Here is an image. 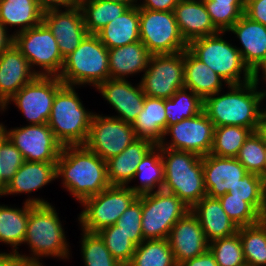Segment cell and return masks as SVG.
Segmentation results:
<instances>
[{
  "label": "cell",
  "mask_w": 266,
  "mask_h": 266,
  "mask_svg": "<svg viewBox=\"0 0 266 266\" xmlns=\"http://www.w3.org/2000/svg\"><path fill=\"white\" fill-rule=\"evenodd\" d=\"M0 130L21 152L25 161L56 163L61 154L63 146L47 123L9 130L0 123Z\"/></svg>",
  "instance_id": "15"
},
{
  "label": "cell",
  "mask_w": 266,
  "mask_h": 266,
  "mask_svg": "<svg viewBox=\"0 0 266 266\" xmlns=\"http://www.w3.org/2000/svg\"><path fill=\"white\" fill-rule=\"evenodd\" d=\"M141 220L142 194L138 195L114 225L120 227V230L128 235L127 237L138 246L144 241Z\"/></svg>",
  "instance_id": "46"
},
{
  "label": "cell",
  "mask_w": 266,
  "mask_h": 266,
  "mask_svg": "<svg viewBox=\"0 0 266 266\" xmlns=\"http://www.w3.org/2000/svg\"><path fill=\"white\" fill-rule=\"evenodd\" d=\"M179 266H218L214 255L208 249L205 253L181 263Z\"/></svg>",
  "instance_id": "50"
},
{
  "label": "cell",
  "mask_w": 266,
  "mask_h": 266,
  "mask_svg": "<svg viewBox=\"0 0 266 266\" xmlns=\"http://www.w3.org/2000/svg\"><path fill=\"white\" fill-rule=\"evenodd\" d=\"M214 131L215 125L202 111L192 118L168 126L158 145L161 148L189 151L199 156H206L212 150ZM169 135L171 140L168 142L166 136Z\"/></svg>",
  "instance_id": "16"
},
{
  "label": "cell",
  "mask_w": 266,
  "mask_h": 266,
  "mask_svg": "<svg viewBox=\"0 0 266 266\" xmlns=\"http://www.w3.org/2000/svg\"><path fill=\"white\" fill-rule=\"evenodd\" d=\"M81 255L85 266H123L107 249L98 233L82 230Z\"/></svg>",
  "instance_id": "40"
},
{
  "label": "cell",
  "mask_w": 266,
  "mask_h": 266,
  "mask_svg": "<svg viewBox=\"0 0 266 266\" xmlns=\"http://www.w3.org/2000/svg\"><path fill=\"white\" fill-rule=\"evenodd\" d=\"M207 196L219 198L229 192L249 172L236 159L212 154L202 156Z\"/></svg>",
  "instance_id": "21"
},
{
  "label": "cell",
  "mask_w": 266,
  "mask_h": 266,
  "mask_svg": "<svg viewBox=\"0 0 266 266\" xmlns=\"http://www.w3.org/2000/svg\"><path fill=\"white\" fill-rule=\"evenodd\" d=\"M266 179L255 173H248L233 188L229 189L232 197L243 198L257 213L262 203V189Z\"/></svg>",
  "instance_id": "44"
},
{
  "label": "cell",
  "mask_w": 266,
  "mask_h": 266,
  "mask_svg": "<svg viewBox=\"0 0 266 266\" xmlns=\"http://www.w3.org/2000/svg\"><path fill=\"white\" fill-rule=\"evenodd\" d=\"M56 38L63 59L70 55L88 34L79 5L43 12L42 21Z\"/></svg>",
  "instance_id": "17"
},
{
  "label": "cell",
  "mask_w": 266,
  "mask_h": 266,
  "mask_svg": "<svg viewBox=\"0 0 266 266\" xmlns=\"http://www.w3.org/2000/svg\"><path fill=\"white\" fill-rule=\"evenodd\" d=\"M79 202L110 187L106 161L84 145L63 146L56 162V179Z\"/></svg>",
  "instance_id": "2"
},
{
  "label": "cell",
  "mask_w": 266,
  "mask_h": 266,
  "mask_svg": "<svg viewBox=\"0 0 266 266\" xmlns=\"http://www.w3.org/2000/svg\"><path fill=\"white\" fill-rule=\"evenodd\" d=\"M258 85L257 76L243 84L227 85L229 91L225 94L219 91L204 99L203 111L215 127L242 126L258 131L263 111L261 102L266 98Z\"/></svg>",
  "instance_id": "1"
},
{
  "label": "cell",
  "mask_w": 266,
  "mask_h": 266,
  "mask_svg": "<svg viewBox=\"0 0 266 266\" xmlns=\"http://www.w3.org/2000/svg\"><path fill=\"white\" fill-rule=\"evenodd\" d=\"M13 35V44L26 57L37 75L59 76L64 59L56 38L43 22L28 30L14 32ZM35 66L41 67V70H35Z\"/></svg>",
  "instance_id": "10"
},
{
  "label": "cell",
  "mask_w": 266,
  "mask_h": 266,
  "mask_svg": "<svg viewBox=\"0 0 266 266\" xmlns=\"http://www.w3.org/2000/svg\"><path fill=\"white\" fill-rule=\"evenodd\" d=\"M58 213L52 204L32 205L29 203V218L23 243L30 247L31 255L17 256L20 266L40 263L41 257L69 259V244Z\"/></svg>",
  "instance_id": "3"
},
{
  "label": "cell",
  "mask_w": 266,
  "mask_h": 266,
  "mask_svg": "<svg viewBox=\"0 0 266 266\" xmlns=\"http://www.w3.org/2000/svg\"><path fill=\"white\" fill-rule=\"evenodd\" d=\"M14 43V35L8 34L6 27L0 22V55Z\"/></svg>",
  "instance_id": "52"
},
{
  "label": "cell",
  "mask_w": 266,
  "mask_h": 266,
  "mask_svg": "<svg viewBox=\"0 0 266 266\" xmlns=\"http://www.w3.org/2000/svg\"><path fill=\"white\" fill-rule=\"evenodd\" d=\"M190 211L198 218L206 240L226 238L238 232V226L227 216L218 198L203 197Z\"/></svg>",
  "instance_id": "24"
},
{
  "label": "cell",
  "mask_w": 266,
  "mask_h": 266,
  "mask_svg": "<svg viewBox=\"0 0 266 266\" xmlns=\"http://www.w3.org/2000/svg\"><path fill=\"white\" fill-rule=\"evenodd\" d=\"M252 21L266 26V0H248L245 3V13Z\"/></svg>",
  "instance_id": "48"
},
{
  "label": "cell",
  "mask_w": 266,
  "mask_h": 266,
  "mask_svg": "<svg viewBox=\"0 0 266 266\" xmlns=\"http://www.w3.org/2000/svg\"><path fill=\"white\" fill-rule=\"evenodd\" d=\"M108 55L110 79L123 80L129 75L144 73L151 57L141 41L108 49Z\"/></svg>",
  "instance_id": "27"
},
{
  "label": "cell",
  "mask_w": 266,
  "mask_h": 266,
  "mask_svg": "<svg viewBox=\"0 0 266 266\" xmlns=\"http://www.w3.org/2000/svg\"><path fill=\"white\" fill-rule=\"evenodd\" d=\"M139 25V7L136 5L109 22L96 35L108 49L122 47L140 41Z\"/></svg>",
  "instance_id": "30"
},
{
  "label": "cell",
  "mask_w": 266,
  "mask_h": 266,
  "mask_svg": "<svg viewBox=\"0 0 266 266\" xmlns=\"http://www.w3.org/2000/svg\"><path fill=\"white\" fill-rule=\"evenodd\" d=\"M43 12L37 0H0V22L6 29L20 26L16 33L41 24Z\"/></svg>",
  "instance_id": "32"
},
{
  "label": "cell",
  "mask_w": 266,
  "mask_h": 266,
  "mask_svg": "<svg viewBox=\"0 0 266 266\" xmlns=\"http://www.w3.org/2000/svg\"><path fill=\"white\" fill-rule=\"evenodd\" d=\"M21 152L0 130V170L3 179L8 183L24 163Z\"/></svg>",
  "instance_id": "47"
},
{
  "label": "cell",
  "mask_w": 266,
  "mask_h": 266,
  "mask_svg": "<svg viewBox=\"0 0 266 266\" xmlns=\"http://www.w3.org/2000/svg\"><path fill=\"white\" fill-rule=\"evenodd\" d=\"M36 76L29 61L14 44L6 49L0 55V109Z\"/></svg>",
  "instance_id": "22"
},
{
  "label": "cell",
  "mask_w": 266,
  "mask_h": 266,
  "mask_svg": "<svg viewBox=\"0 0 266 266\" xmlns=\"http://www.w3.org/2000/svg\"><path fill=\"white\" fill-rule=\"evenodd\" d=\"M95 113L84 146L107 161L122 153L137 137L130 123Z\"/></svg>",
  "instance_id": "14"
},
{
  "label": "cell",
  "mask_w": 266,
  "mask_h": 266,
  "mask_svg": "<svg viewBox=\"0 0 266 266\" xmlns=\"http://www.w3.org/2000/svg\"><path fill=\"white\" fill-rule=\"evenodd\" d=\"M0 266H20L17 256L10 252L0 253Z\"/></svg>",
  "instance_id": "53"
},
{
  "label": "cell",
  "mask_w": 266,
  "mask_h": 266,
  "mask_svg": "<svg viewBox=\"0 0 266 266\" xmlns=\"http://www.w3.org/2000/svg\"><path fill=\"white\" fill-rule=\"evenodd\" d=\"M236 159L249 173L265 178V141L258 132H252L240 148Z\"/></svg>",
  "instance_id": "41"
},
{
  "label": "cell",
  "mask_w": 266,
  "mask_h": 266,
  "mask_svg": "<svg viewBox=\"0 0 266 266\" xmlns=\"http://www.w3.org/2000/svg\"><path fill=\"white\" fill-rule=\"evenodd\" d=\"M203 106L204 100L191 89H178L171 98L165 99L167 127L200 114Z\"/></svg>",
  "instance_id": "35"
},
{
  "label": "cell",
  "mask_w": 266,
  "mask_h": 266,
  "mask_svg": "<svg viewBox=\"0 0 266 266\" xmlns=\"http://www.w3.org/2000/svg\"><path fill=\"white\" fill-rule=\"evenodd\" d=\"M140 41L151 55L175 54L187 49L173 11L139 9Z\"/></svg>",
  "instance_id": "11"
},
{
  "label": "cell",
  "mask_w": 266,
  "mask_h": 266,
  "mask_svg": "<svg viewBox=\"0 0 266 266\" xmlns=\"http://www.w3.org/2000/svg\"><path fill=\"white\" fill-rule=\"evenodd\" d=\"M58 78L64 85H91L95 88L110 78L108 48L96 34H87L64 59Z\"/></svg>",
  "instance_id": "6"
},
{
  "label": "cell",
  "mask_w": 266,
  "mask_h": 266,
  "mask_svg": "<svg viewBox=\"0 0 266 266\" xmlns=\"http://www.w3.org/2000/svg\"><path fill=\"white\" fill-rule=\"evenodd\" d=\"M141 1V0H139ZM180 0H143L138 3L139 9H147L154 11H173L174 7Z\"/></svg>",
  "instance_id": "49"
},
{
  "label": "cell",
  "mask_w": 266,
  "mask_h": 266,
  "mask_svg": "<svg viewBox=\"0 0 266 266\" xmlns=\"http://www.w3.org/2000/svg\"><path fill=\"white\" fill-rule=\"evenodd\" d=\"M224 34L225 32L220 31L214 35L194 39L188 43L187 49L217 73L227 85L243 84L253 80L256 76L244 64L237 47L223 39Z\"/></svg>",
  "instance_id": "7"
},
{
  "label": "cell",
  "mask_w": 266,
  "mask_h": 266,
  "mask_svg": "<svg viewBox=\"0 0 266 266\" xmlns=\"http://www.w3.org/2000/svg\"><path fill=\"white\" fill-rule=\"evenodd\" d=\"M93 115L85 109L75 86L63 85L54 97L47 124L62 146L84 145Z\"/></svg>",
  "instance_id": "5"
},
{
  "label": "cell",
  "mask_w": 266,
  "mask_h": 266,
  "mask_svg": "<svg viewBox=\"0 0 266 266\" xmlns=\"http://www.w3.org/2000/svg\"><path fill=\"white\" fill-rule=\"evenodd\" d=\"M209 250L214 255L218 266H246L243 246L238 233L211 241Z\"/></svg>",
  "instance_id": "42"
},
{
  "label": "cell",
  "mask_w": 266,
  "mask_h": 266,
  "mask_svg": "<svg viewBox=\"0 0 266 266\" xmlns=\"http://www.w3.org/2000/svg\"><path fill=\"white\" fill-rule=\"evenodd\" d=\"M103 239L112 256L123 266H127L136 250V245L127 237L120 227L115 225L97 232Z\"/></svg>",
  "instance_id": "43"
},
{
  "label": "cell",
  "mask_w": 266,
  "mask_h": 266,
  "mask_svg": "<svg viewBox=\"0 0 266 266\" xmlns=\"http://www.w3.org/2000/svg\"><path fill=\"white\" fill-rule=\"evenodd\" d=\"M105 1H111V2H117V3H121V4H126L129 7H133L136 6L138 3V0H105Z\"/></svg>",
  "instance_id": "56"
},
{
  "label": "cell",
  "mask_w": 266,
  "mask_h": 266,
  "mask_svg": "<svg viewBox=\"0 0 266 266\" xmlns=\"http://www.w3.org/2000/svg\"><path fill=\"white\" fill-rule=\"evenodd\" d=\"M96 89L101 96L117 111L118 118L126 123L133 124L143 110L145 94L140 83L133 86L128 79H107Z\"/></svg>",
  "instance_id": "18"
},
{
  "label": "cell",
  "mask_w": 266,
  "mask_h": 266,
  "mask_svg": "<svg viewBox=\"0 0 266 266\" xmlns=\"http://www.w3.org/2000/svg\"><path fill=\"white\" fill-rule=\"evenodd\" d=\"M149 139L137 138L122 153L106 161L111 186H128L133 181L137 166L155 146Z\"/></svg>",
  "instance_id": "25"
},
{
  "label": "cell",
  "mask_w": 266,
  "mask_h": 266,
  "mask_svg": "<svg viewBox=\"0 0 266 266\" xmlns=\"http://www.w3.org/2000/svg\"><path fill=\"white\" fill-rule=\"evenodd\" d=\"M212 23L227 32L245 13L244 0H203Z\"/></svg>",
  "instance_id": "39"
},
{
  "label": "cell",
  "mask_w": 266,
  "mask_h": 266,
  "mask_svg": "<svg viewBox=\"0 0 266 266\" xmlns=\"http://www.w3.org/2000/svg\"><path fill=\"white\" fill-rule=\"evenodd\" d=\"M164 164L163 190L173 193L189 208L207 195L202 156L189 151L161 148Z\"/></svg>",
  "instance_id": "4"
},
{
  "label": "cell",
  "mask_w": 266,
  "mask_h": 266,
  "mask_svg": "<svg viewBox=\"0 0 266 266\" xmlns=\"http://www.w3.org/2000/svg\"><path fill=\"white\" fill-rule=\"evenodd\" d=\"M29 203L32 205L51 204L42 198H27L23 208L0 205V242L12 247V253L18 252L17 246L23 244L29 218Z\"/></svg>",
  "instance_id": "26"
},
{
  "label": "cell",
  "mask_w": 266,
  "mask_h": 266,
  "mask_svg": "<svg viewBox=\"0 0 266 266\" xmlns=\"http://www.w3.org/2000/svg\"><path fill=\"white\" fill-rule=\"evenodd\" d=\"M137 177L140 180V185L127 186L137 195L162 190L164 185V164L159 145H155L137 166L133 180H136Z\"/></svg>",
  "instance_id": "33"
},
{
  "label": "cell",
  "mask_w": 266,
  "mask_h": 266,
  "mask_svg": "<svg viewBox=\"0 0 266 266\" xmlns=\"http://www.w3.org/2000/svg\"><path fill=\"white\" fill-rule=\"evenodd\" d=\"M173 13L187 43L220 32L212 23L203 0H180Z\"/></svg>",
  "instance_id": "23"
},
{
  "label": "cell",
  "mask_w": 266,
  "mask_h": 266,
  "mask_svg": "<svg viewBox=\"0 0 266 266\" xmlns=\"http://www.w3.org/2000/svg\"><path fill=\"white\" fill-rule=\"evenodd\" d=\"M258 132L263 136L266 143V108L261 113Z\"/></svg>",
  "instance_id": "55"
},
{
  "label": "cell",
  "mask_w": 266,
  "mask_h": 266,
  "mask_svg": "<svg viewBox=\"0 0 266 266\" xmlns=\"http://www.w3.org/2000/svg\"><path fill=\"white\" fill-rule=\"evenodd\" d=\"M127 266H177L168 239L144 240Z\"/></svg>",
  "instance_id": "36"
},
{
  "label": "cell",
  "mask_w": 266,
  "mask_h": 266,
  "mask_svg": "<svg viewBox=\"0 0 266 266\" xmlns=\"http://www.w3.org/2000/svg\"><path fill=\"white\" fill-rule=\"evenodd\" d=\"M246 266H266V225L259 222L239 227Z\"/></svg>",
  "instance_id": "37"
},
{
  "label": "cell",
  "mask_w": 266,
  "mask_h": 266,
  "mask_svg": "<svg viewBox=\"0 0 266 266\" xmlns=\"http://www.w3.org/2000/svg\"><path fill=\"white\" fill-rule=\"evenodd\" d=\"M165 112V99L146 96L143 110L132 124L136 137L158 145L167 128Z\"/></svg>",
  "instance_id": "31"
},
{
  "label": "cell",
  "mask_w": 266,
  "mask_h": 266,
  "mask_svg": "<svg viewBox=\"0 0 266 266\" xmlns=\"http://www.w3.org/2000/svg\"><path fill=\"white\" fill-rule=\"evenodd\" d=\"M6 186H7V182L3 179L1 175V170H0V197L3 196Z\"/></svg>",
  "instance_id": "57"
},
{
  "label": "cell",
  "mask_w": 266,
  "mask_h": 266,
  "mask_svg": "<svg viewBox=\"0 0 266 266\" xmlns=\"http://www.w3.org/2000/svg\"><path fill=\"white\" fill-rule=\"evenodd\" d=\"M56 179V163L24 161L7 183L5 195L31 193Z\"/></svg>",
  "instance_id": "28"
},
{
  "label": "cell",
  "mask_w": 266,
  "mask_h": 266,
  "mask_svg": "<svg viewBox=\"0 0 266 266\" xmlns=\"http://www.w3.org/2000/svg\"><path fill=\"white\" fill-rule=\"evenodd\" d=\"M63 85L58 76L37 75L30 83L15 93L0 111H5L11 104L10 102H13L29 121L28 125L47 123L51 115L54 97Z\"/></svg>",
  "instance_id": "12"
},
{
  "label": "cell",
  "mask_w": 266,
  "mask_h": 266,
  "mask_svg": "<svg viewBox=\"0 0 266 266\" xmlns=\"http://www.w3.org/2000/svg\"><path fill=\"white\" fill-rule=\"evenodd\" d=\"M218 199L227 216L238 227L258 223V213L243 198L232 197L230 193H226Z\"/></svg>",
  "instance_id": "45"
},
{
  "label": "cell",
  "mask_w": 266,
  "mask_h": 266,
  "mask_svg": "<svg viewBox=\"0 0 266 266\" xmlns=\"http://www.w3.org/2000/svg\"><path fill=\"white\" fill-rule=\"evenodd\" d=\"M140 85L145 96L168 99L184 87V51L151 55Z\"/></svg>",
  "instance_id": "13"
},
{
  "label": "cell",
  "mask_w": 266,
  "mask_h": 266,
  "mask_svg": "<svg viewBox=\"0 0 266 266\" xmlns=\"http://www.w3.org/2000/svg\"><path fill=\"white\" fill-rule=\"evenodd\" d=\"M226 82L210 67L196 58L188 49L184 50V87L191 89L203 100L223 89Z\"/></svg>",
  "instance_id": "29"
},
{
  "label": "cell",
  "mask_w": 266,
  "mask_h": 266,
  "mask_svg": "<svg viewBox=\"0 0 266 266\" xmlns=\"http://www.w3.org/2000/svg\"><path fill=\"white\" fill-rule=\"evenodd\" d=\"M78 5L88 34H96L129 8L126 4L105 0H79Z\"/></svg>",
  "instance_id": "34"
},
{
  "label": "cell",
  "mask_w": 266,
  "mask_h": 266,
  "mask_svg": "<svg viewBox=\"0 0 266 266\" xmlns=\"http://www.w3.org/2000/svg\"><path fill=\"white\" fill-rule=\"evenodd\" d=\"M262 78H263V80H265L266 81V66L262 69ZM264 91V93H265V95H266V90H263Z\"/></svg>",
  "instance_id": "58"
},
{
  "label": "cell",
  "mask_w": 266,
  "mask_h": 266,
  "mask_svg": "<svg viewBox=\"0 0 266 266\" xmlns=\"http://www.w3.org/2000/svg\"><path fill=\"white\" fill-rule=\"evenodd\" d=\"M137 197L127 186H110L85 199L81 203L84 209L78 215L81 229L97 233L114 225Z\"/></svg>",
  "instance_id": "9"
},
{
  "label": "cell",
  "mask_w": 266,
  "mask_h": 266,
  "mask_svg": "<svg viewBox=\"0 0 266 266\" xmlns=\"http://www.w3.org/2000/svg\"><path fill=\"white\" fill-rule=\"evenodd\" d=\"M79 0H37L39 6L45 11L48 9L70 8L78 5Z\"/></svg>",
  "instance_id": "51"
},
{
  "label": "cell",
  "mask_w": 266,
  "mask_h": 266,
  "mask_svg": "<svg viewBox=\"0 0 266 266\" xmlns=\"http://www.w3.org/2000/svg\"><path fill=\"white\" fill-rule=\"evenodd\" d=\"M253 131L242 126L215 127L210 154L219 157L236 158L245 140Z\"/></svg>",
  "instance_id": "38"
},
{
  "label": "cell",
  "mask_w": 266,
  "mask_h": 266,
  "mask_svg": "<svg viewBox=\"0 0 266 266\" xmlns=\"http://www.w3.org/2000/svg\"><path fill=\"white\" fill-rule=\"evenodd\" d=\"M168 241L177 266L209 249L199 220L191 211L172 227Z\"/></svg>",
  "instance_id": "19"
},
{
  "label": "cell",
  "mask_w": 266,
  "mask_h": 266,
  "mask_svg": "<svg viewBox=\"0 0 266 266\" xmlns=\"http://www.w3.org/2000/svg\"><path fill=\"white\" fill-rule=\"evenodd\" d=\"M265 179H266V143H265Z\"/></svg>",
  "instance_id": "60"
},
{
  "label": "cell",
  "mask_w": 266,
  "mask_h": 266,
  "mask_svg": "<svg viewBox=\"0 0 266 266\" xmlns=\"http://www.w3.org/2000/svg\"><path fill=\"white\" fill-rule=\"evenodd\" d=\"M190 209L176 195L163 189L142 194L141 229L144 240L168 239L172 227Z\"/></svg>",
  "instance_id": "8"
},
{
  "label": "cell",
  "mask_w": 266,
  "mask_h": 266,
  "mask_svg": "<svg viewBox=\"0 0 266 266\" xmlns=\"http://www.w3.org/2000/svg\"><path fill=\"white\" fill-rule=\"evenodd\" d=\"M258 222L266 225V181L262 189V203L258 212Z\"/></svg>",
  "instance_id": "54"
},
{
  "label": "cell",
  "mask_w": 266,
  "mask_h": 266,
  "mask_svg": "<svg viewBox=\"0 0 266 266\" xmlns=\"http://www.w3.org/2000/svg\"><path fill=\"white\" fill-rule=\"evenodd\" d=\"M27 266H43L42 262L41 263H34V264H29Z\"/></svg>",
  "instance_id": "59"
},
{
  "label": "cell",
  "mask_w": 266,
  "mask_h": 266,
  "mask_svg": "<svg viewBox=\"0 0 266 266\" xmlns=\"http://www.w3.org/2000/svg\"><path fill=\"white\" fill-rule=\"evenodd\" d=\"M241 41L240 51L244 64L257 77L266 66V26L252 21L245 14L227 31Z\"/></svg>",
  "instance_id": "20"
}]
</instances>
